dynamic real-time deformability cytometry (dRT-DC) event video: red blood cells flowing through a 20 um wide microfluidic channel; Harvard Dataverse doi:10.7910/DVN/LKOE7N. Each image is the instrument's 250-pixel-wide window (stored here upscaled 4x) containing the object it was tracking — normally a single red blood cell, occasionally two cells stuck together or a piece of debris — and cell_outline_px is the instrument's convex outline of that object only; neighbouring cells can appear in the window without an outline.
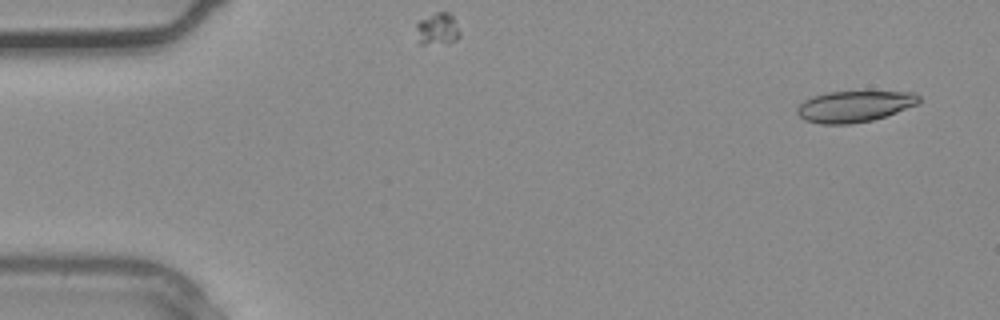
{"species": "common noctule bat (a hibernating species)", "species_latin": "Nyctalus noctula", "temperature_condition": "warm", "stored_images_in_passage": 3, "camera_frame_rate_fps": 3000, "um_per_image_px": 0.085, "animal": {"sex": "male", "body_mass_g": 20.4}, "frame": {"image": 1, "passage_image": 1, "time_ms": 0.0, "image_size_px": [1000, 320], "cell_outline_px": [[920, 100], [916, 104], [896, 112], [872, 120], [852, 124], [820, 124], [804, 120], [796, 112], [796, 108], [804, 100], [812, 96], [828, 92], [912, 92], [920, 96]], "centroid_in_image_um": [72.57, 9.05], "position_along_channel_um": 12.4, "area_um2": 21.96}}